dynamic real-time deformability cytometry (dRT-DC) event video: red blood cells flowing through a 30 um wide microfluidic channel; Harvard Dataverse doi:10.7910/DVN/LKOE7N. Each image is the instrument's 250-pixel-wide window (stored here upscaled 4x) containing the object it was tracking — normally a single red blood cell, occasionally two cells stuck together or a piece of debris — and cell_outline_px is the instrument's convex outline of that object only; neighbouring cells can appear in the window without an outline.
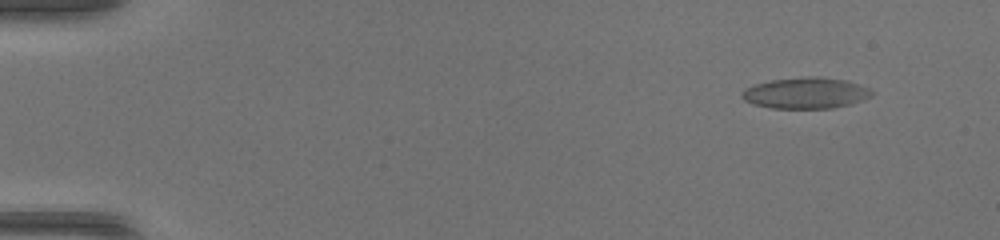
{"species": "common noctule bat (a hibernating species)", "species_latin": "Nyctalus noctula", "temperature_condition": "warm", "stored_images_in_passage": 48, "camera_frame_rate_fps": 3000, "um_per_image_px": 0.085, "animal": {"sex": "female", "body_mass_g": 17.0, "forearm_length_mm": 48.0}, "frame": {"image": 1, "passage_image": 5, "time_ms": 1.333, "image_size_px": [1000, 240], "cell_outline_px": [[876, 92], [872, 96], [852, 104], [832, 108], [772, 108], [752, 104], [744, 100], [740, 96], [740, 92], [744, 88], [756, 84], [772, 80], [812, 76], [820, 76], [848, 80], [872, 88]], "centroid_in_image_um": [68.54, 7.9], "position_along_channel_um": 16.5, "area_um2": 23.93}}
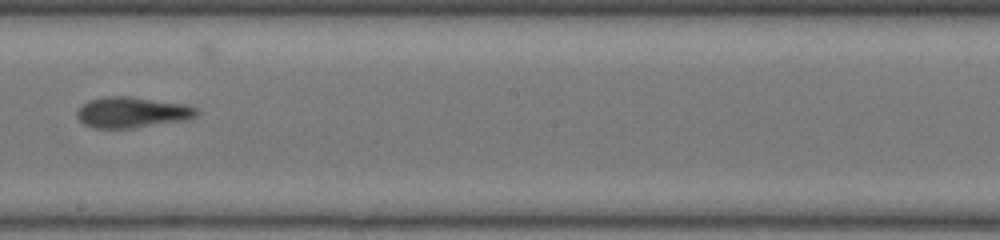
{"frame": {"image": 2, "passage_image": 29, "time_ms": 9.333, "image_size_px": [1000, 240], "cell_outline_px": [[200, 112], [196, 116], [188, 120], [132, 128], [92, 128], [84, 124], [76, 116], [76, 112], [88, 100], [104, 96], [128, 96], [188, 104], [196, 108]], "centroid_in_image_um": [11.26, 9.55], "position_along_channel_um": 236.9, "area_um2": 21.68}}
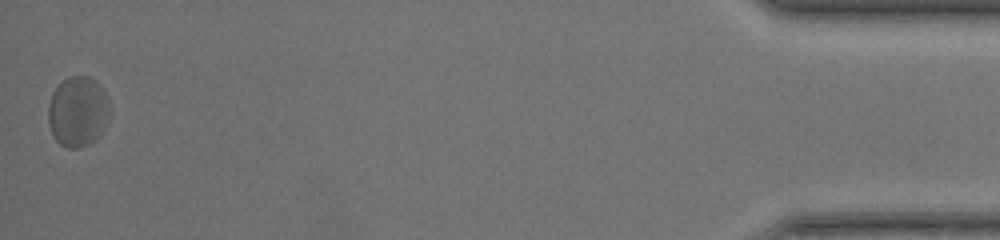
{"frame": {"image": 3, "passage_image": 48, "time_ms": 15.667, "image_size_px": [1000, 240], "cell_outline_px": [[112, 108], [108, 120], [100, 136], [96, 140], [80, 148], [68, 148], [60, 144], [56, 140], [52, 132], [48, 120], [48, 104], [52, 92], [64, 80], [72, 76], [88, 76], [96, 80], [104, 92]], "centroid_in_image_um": [6.65, 9.49], "position_along_channel_um": 428.6, "area_um2": 25.43}}